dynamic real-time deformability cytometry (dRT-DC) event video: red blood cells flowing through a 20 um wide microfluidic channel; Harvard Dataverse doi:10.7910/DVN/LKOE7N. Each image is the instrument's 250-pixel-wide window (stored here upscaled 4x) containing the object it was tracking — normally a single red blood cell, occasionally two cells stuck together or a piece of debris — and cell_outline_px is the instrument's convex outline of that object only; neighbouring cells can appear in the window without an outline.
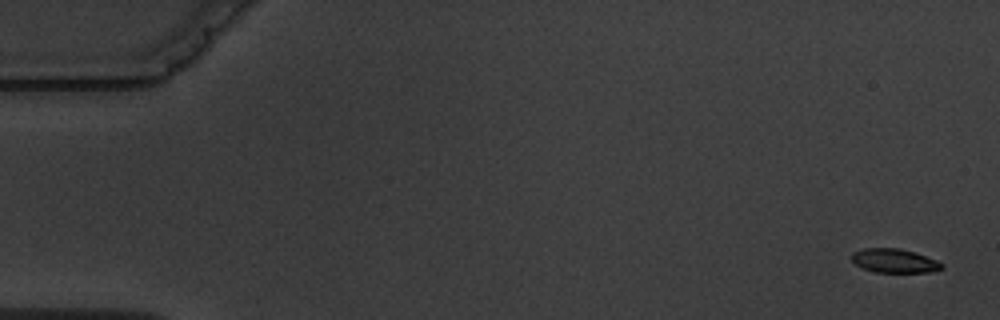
{"species": "common noctule bat (a hibernating species)", "species_latin": "Nyctalus noctula", "temperature_condition": "warm", "stored_images_in_passage": 8, "camera_frame_rate_fps": 3000, "um_per_image_px": 0.085, "animal": {"sex": "male", "body_mass_g": 19.5, "forearm_length_mm": 54.6}, "frame": {"image": 1, "passage_image": 1, "time_ms": 0.0, "image_size_px": [1000, 320], "cell_outline_px": [[944, 268], [936, 272], [876, 272], [864, 268], [856, 264], [852, 260], [852, 252], [864, 248], [900, 248], [916, 252], [936, 260], [944, 264]], "centroid_in_image_um": [76.08, 22.16], "position_along_channel_um": 8.9, "area_um2": 12.66}}